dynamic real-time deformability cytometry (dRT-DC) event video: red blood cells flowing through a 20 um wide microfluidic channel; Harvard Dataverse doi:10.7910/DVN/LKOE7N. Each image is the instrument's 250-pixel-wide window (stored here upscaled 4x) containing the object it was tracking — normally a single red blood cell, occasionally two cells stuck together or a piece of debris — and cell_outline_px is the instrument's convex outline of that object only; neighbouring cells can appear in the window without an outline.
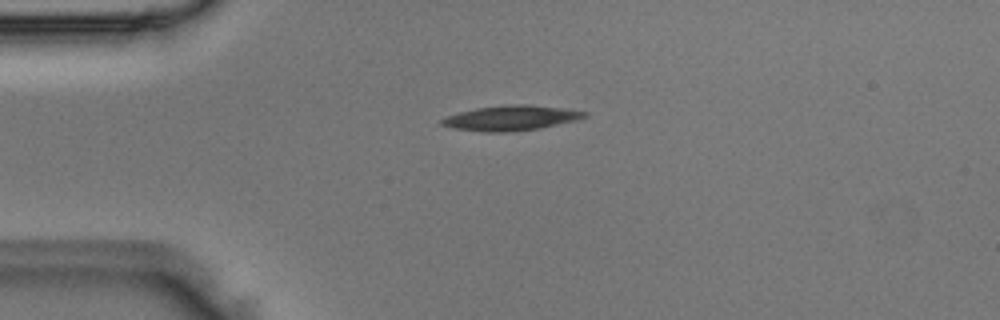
{"species": "Egyptian fruit bat (a non-hibernating species)", "species_latin": "Rousettus aegyptiacus", "temperature_condition": "room temperature", "stored_images_in_passage": 4, "camera_frame_rate_fps": 3000, "um_per_image_px": 0.085, "animal": {"sex": "male"}, "frame": {"image": 1, "passage_image": 2, "time_ms": 0.333, "image_size_px": [1000, 320], "cell_outline_px": [[588, 116], [580, 120], [540, 128], [512, 132], [484, 132], [452, 128], [440, 124], [440, 120], [448, 116], [460, 112], [476, 108], [512, 104], [528, 104], [560, 108], [588, 112]], "centroid_in_image_um": [43.47, 10.04], "position_along_channel_um": 41.5, "area_um2": 20.87}}
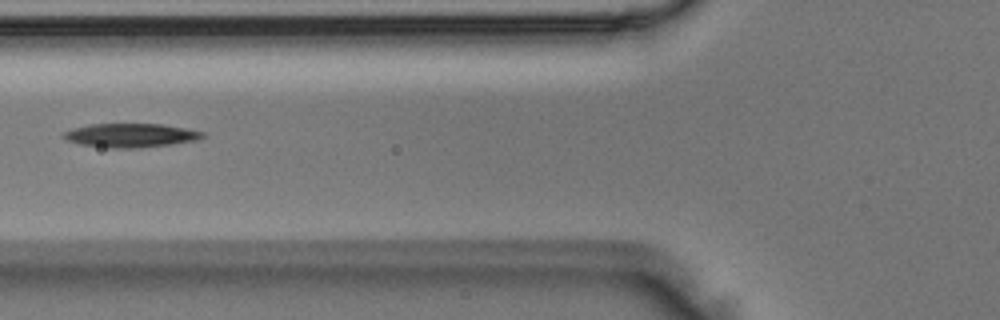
{"frame": {"image": 2, "passage_image": 4, "time_ms": 1.0, "image_size_px": [1000, 320], "cell_outline_px": [[208, 136], [200, 140], [172, 144], [140, 148], [108, 148], [80, 144], [68, 140], [64, 136], [64, 132], [88, 124], [160, 124], [184, 128], [204, 132]], "centroid_in_image_um": [11.19, 11.51], "position_along_channel_um": 114.6, "area_um2": 19.31}}